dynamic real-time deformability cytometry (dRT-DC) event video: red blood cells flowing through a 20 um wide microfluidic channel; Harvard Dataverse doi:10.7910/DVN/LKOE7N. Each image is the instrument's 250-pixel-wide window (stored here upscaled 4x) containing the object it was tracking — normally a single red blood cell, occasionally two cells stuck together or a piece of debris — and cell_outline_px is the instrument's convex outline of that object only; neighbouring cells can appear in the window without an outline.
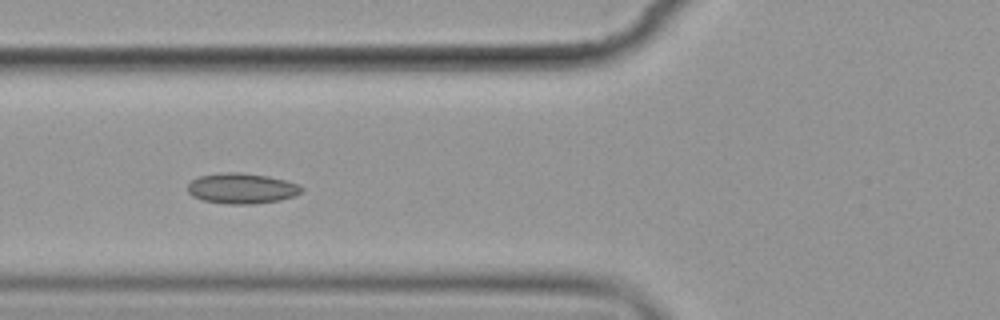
{"species": "common noctule bat (a hibernating species)", "species_latin": "Nyctalus noctula", "temperature_condition": "cold", "stored_images_in_passage": 9, "camera_frame_rate_fps": 3000, "um_per_image_px": 0.085, "animal": {"sex": "female", "body_mass_g": 19.9}, "frame": {"image": 1, "passage_image": 8, "time_ms": 8.0, "image_size_px": [1000, 320], "cell_outline_px": [[304, 188], [296, 196], [280, 200], [252, 204], [228, 204], [204, 200], [192, 196], [188, 192], [188, 184], [192, 180], [200, 176], [228, 172], [240, 172], [268, 176], [300, 184]], "centroid_in_image_um": [20.58, 16.01], "position_along_channel_um": 105.2, "area_um2": 20.17}}
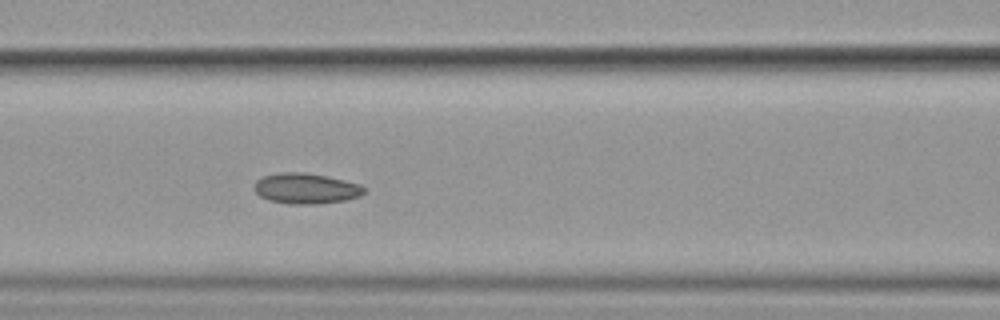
{"frame": {"image": 2, "passage_image": 9, "time_ms": 9.0, "image_size_px": [1000, 320], "cell_outline_px": [[368, 188], [360, 196], [344, 200], [320, 204], [288, 204], [268, 200], [260, 196], [256, 192], [256, 180], [264, 176], [280, 172], [304, 172], [328, 176], [360, 184]], "centroid_in_image_um": [26.04, 16.02], "position_along_channel_um": 140.6, "area_um2": 19.65}}